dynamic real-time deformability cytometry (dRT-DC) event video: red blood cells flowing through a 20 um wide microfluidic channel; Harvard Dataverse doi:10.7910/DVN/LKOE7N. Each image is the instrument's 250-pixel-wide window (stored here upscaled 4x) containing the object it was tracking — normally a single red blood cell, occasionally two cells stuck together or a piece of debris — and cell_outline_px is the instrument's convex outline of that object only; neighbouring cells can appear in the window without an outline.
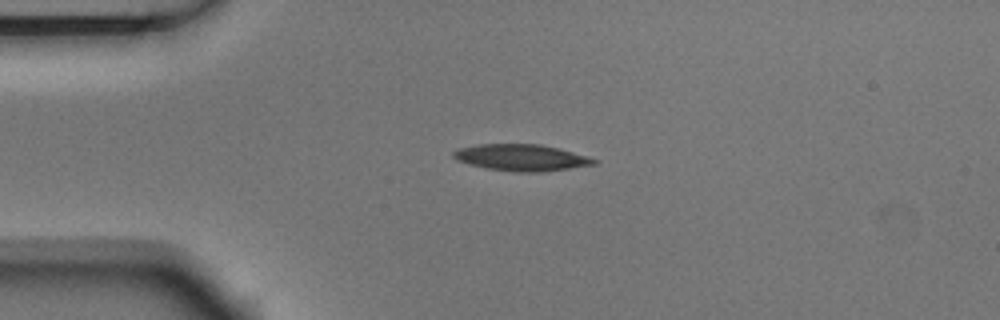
{"species": "Egyptian fruit bat (a non-hibernating species)", "species_latin": "Rousettus aegyptiacus", "temperature_condition": "room temperature", "stored_images_in_passage": 3, "camera_frame_rate_fps": 3000, "um_per_image_px": 0.085, "animal": {"sex": "male"}, "frame": {"image": 1, "passage_image": 1, "time_ms": 0.0, "image_size_px": [1000, 320], "cell_outline_px": [[600, 160], [596, 164], [540, 172], [524, 172], [488, 168], [456, 160], [452, 156], [452, 152], [460, 148], [480, 144], [540, 144], [560, 148], [588, 156]], "centroid_in_image_um": [44.37, 13.38], "position_along_channel_um": 40.6, "area_um2": 21.5}}
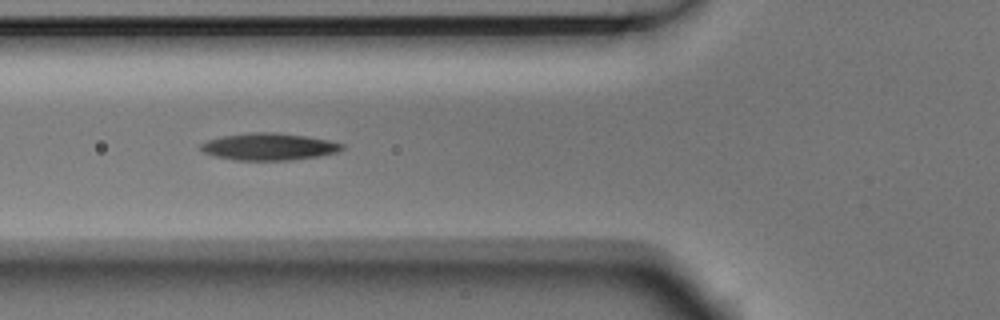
{"frame": {"image": 2, "passage_image": 3, "time_ms": 0.667, "image_size_px": [1000, 320], "cell_outline_px": [[344, 148], [336, 152], [316, 156], [288, 160], [236, 160], [216, 156], [204, 152], [200, 148], [200, 144], [208, 140], [220, 136], [248, 132], [280, 132], [328, 140], [344, 144]], "centroid_in_image_um": [22.82, 12.45], "position_along_channel_um": 103.0, "area_um2": 22.14}}